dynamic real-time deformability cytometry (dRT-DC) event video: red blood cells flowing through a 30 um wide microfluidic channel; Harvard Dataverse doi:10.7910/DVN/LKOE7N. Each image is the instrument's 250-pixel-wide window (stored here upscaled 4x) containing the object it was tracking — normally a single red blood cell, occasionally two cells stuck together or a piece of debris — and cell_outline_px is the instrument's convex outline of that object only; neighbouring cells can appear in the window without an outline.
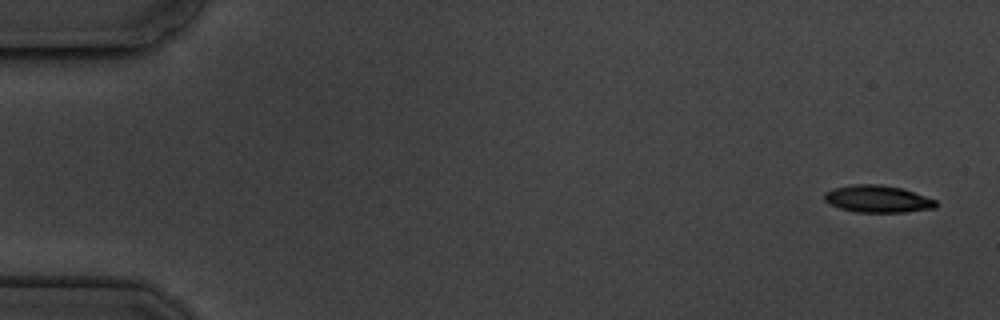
{"species": "common noctule bat (a hibernating species)", "species_latin": "Nyctalus noctula", "temperature_condition": "cold", "stored_images_in_passage": 6, "camera_frame_rate_fps": 3000, "um_per_image_px": 0.085, "animal": {"sex": "male", "body_mass_g": 19.5, "forearm_length_mm": 54.6}, "frame": {"image": 1, "passage_image": 1, "time_ms": 0.0, "image_size_px": [1000, 320], "cell_outline_px": [[936, 208], [904, 212], [856, 212], [840, 208], [824, 200], [824, 192], [832, 188], [852, 184], [880, 184], [900, 188], [936, 200]], "centroid_in_image_um": [74.56, 16.9], "position_along_channel_um": 10.4, "area_um2": 17.51}}
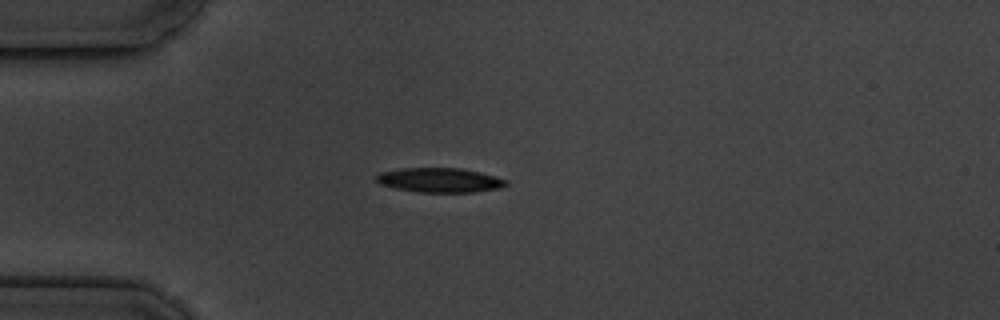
{"frame": {"image": 2, "passage_image": 4, "time_ms": 4.333, "image_size_px": [1000, 320], "cell_outline_px": [[508, 184], [500, 188], [476, 192], [416, 192], [396, 188], [380, 184], [376, 180], [376, 176], [380, 172], [404, 168], [460, 168], [480, 172], [496, 176], [508, 180]], "centroid_in_image_um": [37.41, 15.31], "position_along_channel_um": 47.6, "area_um2": 18.55}}
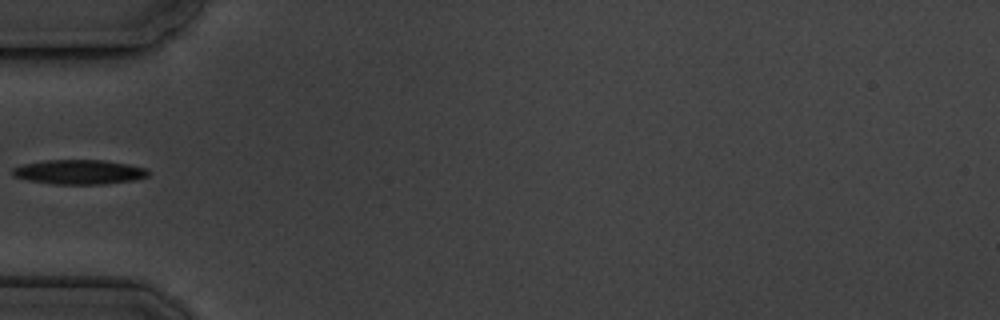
{"frame": {"image": 3, "passage_image": 5, "time_ms": 5.667, "image_size_px": [1000, 320], "cell_outline_px": [[148, 176], [136, 180], [104, 184], [52, 184], [28, 180], [12, 176], [12, 168], [24, 164], [44, 160], [104, 160], [128, 164], [148, 168]], "centroid_in_image_um": [6.74, 14.62], "position_along_channel_um": 78.3, "area_um2": 19.54}}